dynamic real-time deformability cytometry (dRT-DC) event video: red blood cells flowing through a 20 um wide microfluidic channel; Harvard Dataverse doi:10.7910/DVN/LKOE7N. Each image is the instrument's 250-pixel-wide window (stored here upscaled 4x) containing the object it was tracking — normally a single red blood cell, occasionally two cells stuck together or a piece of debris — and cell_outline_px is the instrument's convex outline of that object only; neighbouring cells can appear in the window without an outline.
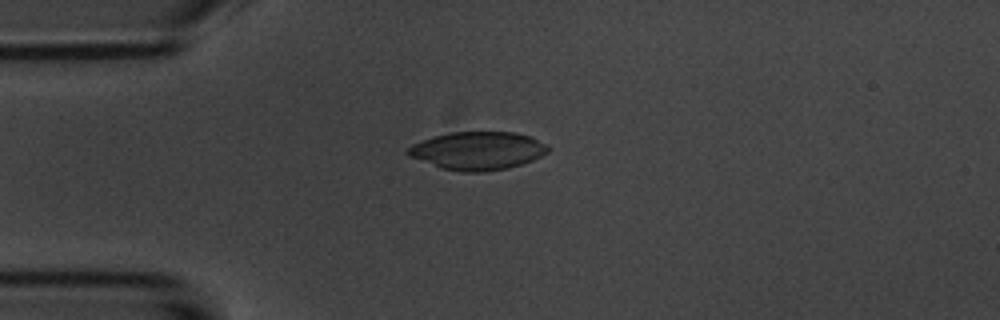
{"species": "common noctule bat (a hibernating species)", "species_latin": "Nyctalus noctula", "temperature_condition": "room temperature", "stored_images_in_passage": 4, "camera_frame_rate_fps": 3000, "um_per_image_px": 0.085, "animal": {"sex": "male", "body_mass_g": 20.1, "forearm_length_mm": 53.5}, "frame": {"image": 1, "passage_image": 2, "time_ms": 1.0, "image_size_px": [1000, 320], "cell_outline_px": [[548, 152], [532, 160], [508, 168], [484, 172], [460, 172], [440, 168], [408, 156], [404, 152], [412, 144], [436, 136], [452, 132], [516, 132], [532, 136], [548, 144]], "centroid_in_image_um": [40.61, 12.81], "position_along_channel_um": 44.4, "area_um2": 31.21}}